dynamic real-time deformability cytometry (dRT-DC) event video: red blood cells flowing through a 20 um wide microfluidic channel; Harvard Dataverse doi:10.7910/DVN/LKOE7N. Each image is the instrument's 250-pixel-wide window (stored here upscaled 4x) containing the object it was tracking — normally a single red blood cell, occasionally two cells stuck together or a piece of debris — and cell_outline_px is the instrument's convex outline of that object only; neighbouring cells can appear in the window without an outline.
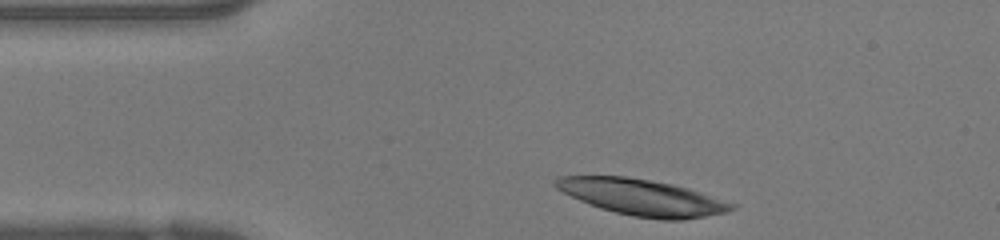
{"species": "human", "species_latin": "Homo sapiens", "temperature_condition": "warm", "stored_images_in_passage": 25, "camera_frame_rate_fps": 3000, "um_per_image_px": 0.085, "donor": {"sex": "female"}, "frame": {"image": 1, "passage_image": 1, "time_ms": 0.0, "image_size_px": [1000, 240], "cell_outline_px": [[740, 204], [736, 208], [728, 212], [684, 220], [660, 220], [632, 216], [600, 208], [580, 200], [556, 188], [552, 184], [552, 180], [560, 176], [624, 176], [672, 184], [688, 188]], "centroid_in_image_um": [54.65, 16.78], "position_along_channel_um": 30.3, "area_um2": 37.28}}
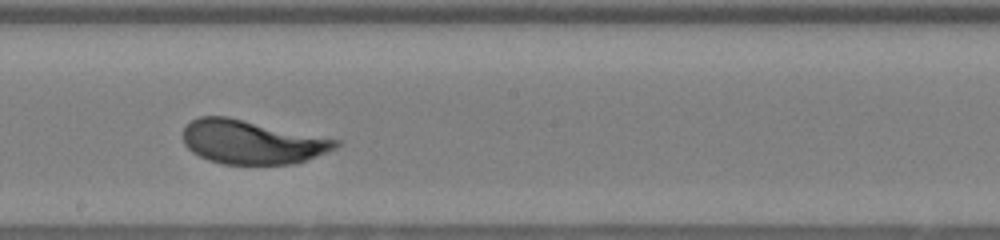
{"frame": {"image": 2, "passage_image": 15, "time_ms": 4.667, "image_size_px": [1000, 240], "cell_outline_px": [[344, 144], [336, 148], [316, 156], [292, 164], [224, 164], [208, 160], [192, 152], [184, 144], [184, 124], [200, 116], [228, 116], [340, 140]], "centroid_in_image_um": [21.4, 12.06], "position_along_channel_um": 226.8, "area_um2": 39.02}}
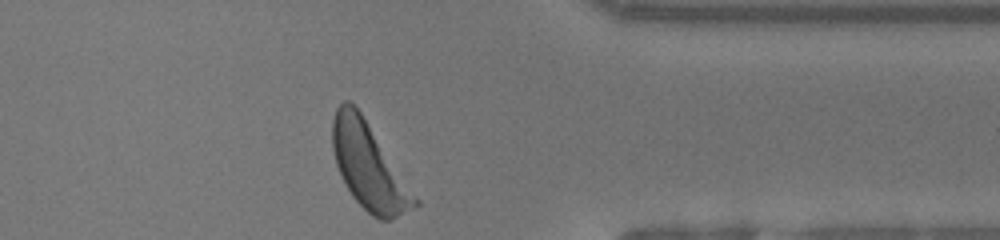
{"frame": {"image": 3, "passage_image": 25, "time_ms": 8.0, "image_size_px": [1000, 240], "cell_outline_px": [[420, 204], [392, 220], [380, 220], [372, 216], [352, 196], [336, 164], [332, 148], [332, 120], [336, 108], [344, 100], [348, 100], [360, 112], [420, 200]], "centroid_in_image_um": [31.36, 14.16], "position_along_channel_um": 380.0, "area_um2": 40.63}}